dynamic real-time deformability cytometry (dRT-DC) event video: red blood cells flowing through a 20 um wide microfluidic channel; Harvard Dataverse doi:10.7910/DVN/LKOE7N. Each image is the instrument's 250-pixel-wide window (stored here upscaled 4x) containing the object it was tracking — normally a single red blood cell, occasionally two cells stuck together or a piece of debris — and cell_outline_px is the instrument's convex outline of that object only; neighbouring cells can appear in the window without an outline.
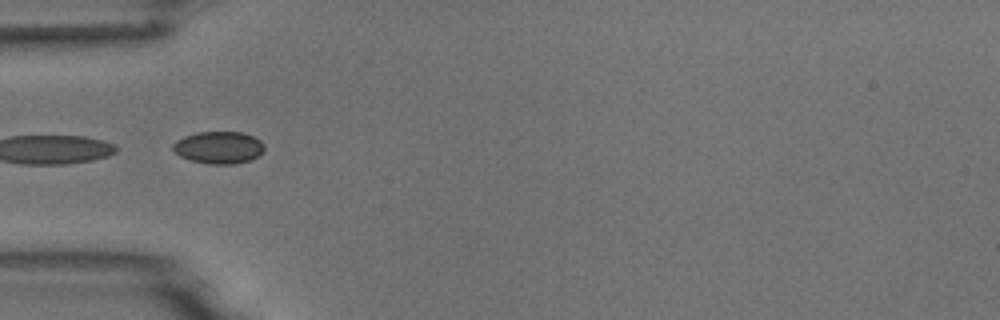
{"species": "common noctule bat (a hibernating species)", "species_latin": "Nyctalus noctula", "temperature_condition": "room temperature", "stored_images_in_passage": 5, "segment_of_instrument_passage": [2, 2], "camera_frame_rate_fps": 3000, "um_per_image_px": 0.085, "animal": {"sex": "male", "body_mass_g": 18.8}, "frame": {"image": 1, "passage_image": 5, "time_ms": 5.333, "image_size_px": [1000, 320], "cell_outline_px": [[264, 152], [260, 156], [252, 160], [236, 164], [208, 164], [192, 160], [180, 156], [172, 148], [172, 144], [176, 140], [184, 136], [196, 132], [244, 132], [260, 140], [264, 144]], "centroid_in_image_um": [18.63, 12.54], "position_along_channel_um": 66.4, "area_um2": 17.4}}